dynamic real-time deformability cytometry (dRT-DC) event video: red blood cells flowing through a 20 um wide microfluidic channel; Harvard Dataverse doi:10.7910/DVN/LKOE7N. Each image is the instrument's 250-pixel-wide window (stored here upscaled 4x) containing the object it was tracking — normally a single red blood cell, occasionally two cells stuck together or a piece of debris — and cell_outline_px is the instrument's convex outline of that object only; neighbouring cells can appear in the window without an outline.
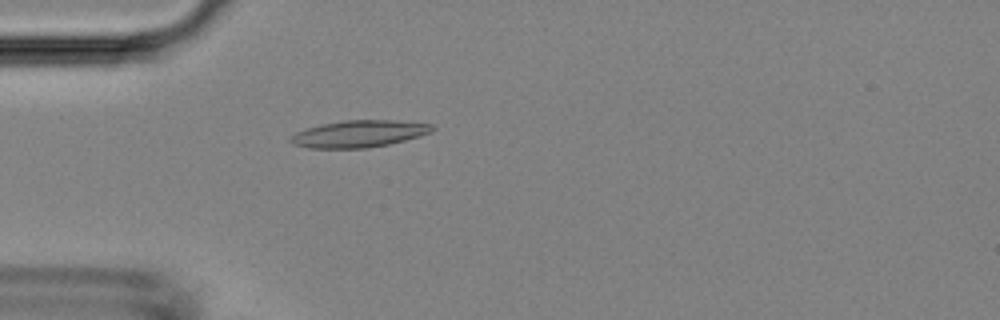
{"species": "Egyptian fruit bat (a non-hibernating species)", "species_latin": "Rousettus aegyptiacus", "temperature_condition": "room temperature", "stored_images_in_passage": 5, "camera_frame_rate_fps": 3000, "um_per_image_px": 0.085, "animal": {"sex": "female"}, "frame": {"image": 1, "passage_image": 5, "time_ms": 4.667, "image_size_px": [1000, 320], "cell_outline_px": [[436, 128], [432, 132], [420, 136], [388, 144], [368, 148], [308, 148], [292, 144], [288, 140], [288, 136], [304, 128], [320, 124], [344, 120], [396, 120], [432, 124]], "centroid_in_image_um": [30.47, 11.37], "position_along_channel_um": 54.5, "area_um2": 22.54}}